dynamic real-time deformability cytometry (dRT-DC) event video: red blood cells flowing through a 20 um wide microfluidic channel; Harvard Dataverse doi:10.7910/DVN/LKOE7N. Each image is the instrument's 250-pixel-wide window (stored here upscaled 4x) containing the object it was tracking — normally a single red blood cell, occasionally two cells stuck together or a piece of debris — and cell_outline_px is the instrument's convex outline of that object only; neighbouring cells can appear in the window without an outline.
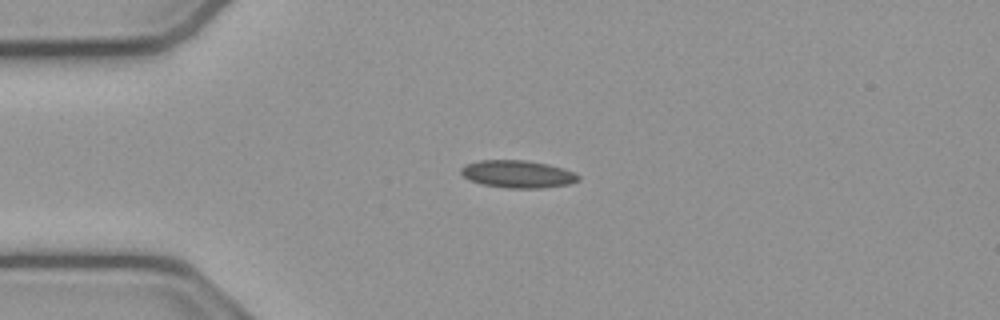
{"species": "common noctule bat (a hibernating species)", "species_latin": "Nyctalus noctula", "temperature_condition": "cold", "stored_images_in_passage": 42, "camera_frame_rate_fps": 3000, "um_per_image_px": 0.085, "animal": {"sex": "male", "body_mass_g": 23.1, "forearm_length_mm": 52.7}, "frame": {"image": 1, "passage_image": 1, "time_ms": 0.0, "image_size_px": [1000, 320], "cell_outline_px": [[580, 180], [568, 184], [544, 188], [508, 188], [480, 184], [468, 180], [460, 172], [460, 168], [464, 164], [480, 160], [524, 160], [548, 164], [564, 168], [576, 172], [580, 176]], "centroid_in_image_um": [44.0, 14.79], "position_along_channel_um": 41.0, "area_um2": 19.07}}
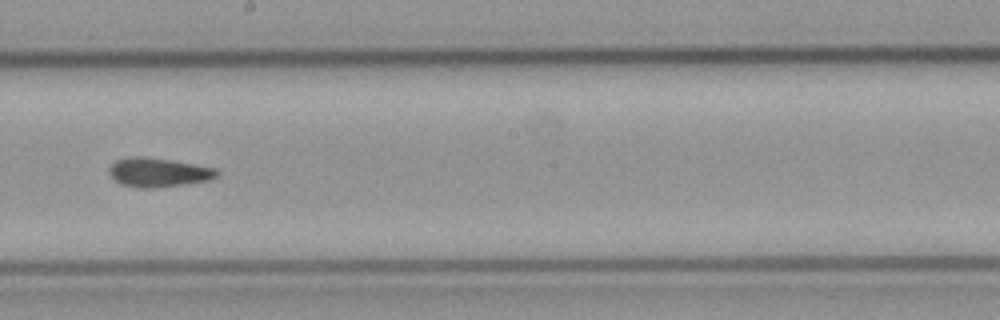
{"frame": {"image": 2, "passage_image": 18, "time_ms": 5.667, "image_size_px": [1000, 320], "cell_outline_px": [[220, 172], [216, 176], [208, 180], [184, 184], [152, 188], [140, 188], [120, 184], [108, 172], [108, 168], [116, 160], [132, 156], [144, 156], [216, 168]], "centroid_in_image_um": [13.43, 14.65], "position_along_channel_um": 234.8, "area_um2": 18.03}}
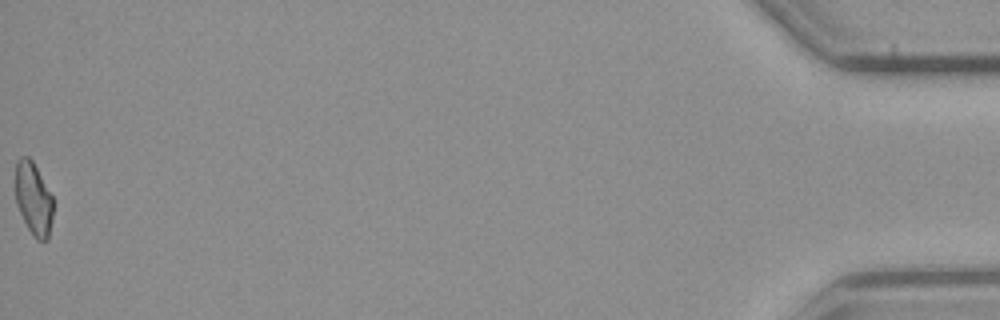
{"frame": {"image": 3, "passage_image": 42, "time_ms": 13.667, "image_size_px": [1000, 320], "cell_outline_px": [[52, 220], [48, 240], [36, 240], [28, 228], [16, 204], [16, 160], [20, 156], [28, 156], [32, 160], [52, 196]], "centroid_in_image_um": [2.84, 16.89], "position_along_channel_um": 432.4, "area_um2": 15.84}, "authors_computed_cell_mechanics": {"area_um2": 17.4556, "velocity_mm_per_s": 3.8342, "shape_relaxation_time_tau1_ms": null, "shape_relaxation_time_tau2_ms": 3.8188, "deformation_change_tau1": null, "deformation_change_tau2": 0.1073}}